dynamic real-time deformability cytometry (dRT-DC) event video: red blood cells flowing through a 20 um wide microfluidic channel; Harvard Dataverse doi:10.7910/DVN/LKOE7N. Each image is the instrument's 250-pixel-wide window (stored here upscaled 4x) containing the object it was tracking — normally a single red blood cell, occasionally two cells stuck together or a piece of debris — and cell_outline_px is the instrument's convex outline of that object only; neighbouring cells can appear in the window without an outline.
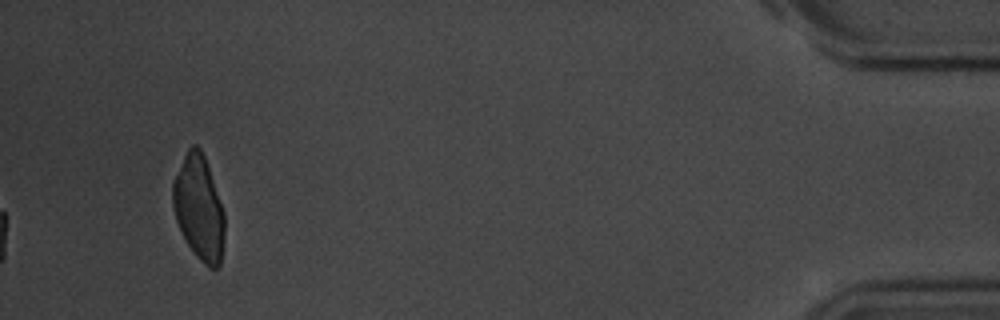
{"species": "common noctule bat (a hibernating species)", "species_latin": "Nyctalus noctula", "temperature_condition": "room temperature", "stored_images_in_passage": 46, "camera_frame_rate_fps": 3000, "um_per_image_px": 0.085, "animal": {"sex": "male", "body_mass_g": 20.1, "forearm_length_mm": 53.5}, "frame": {"image": 1, "passage_image": 46, "time_ms": 15.0, "image_size_px": [1000, 320], "cell_outline_px": [[224, 236], [220, 264], [216, 268], [208, 268], [196, 256], [188, 244], [176, 220], [172, 204], [172, 184], [184, 156], [188, 148], [192, 144], [196, 144], [200, 148], [204, 156], [224, 212]], "centroid_in_image_um": [16.9, 17.67], "position_along_channel_um": 418.3, "area_um2": 31.1}}